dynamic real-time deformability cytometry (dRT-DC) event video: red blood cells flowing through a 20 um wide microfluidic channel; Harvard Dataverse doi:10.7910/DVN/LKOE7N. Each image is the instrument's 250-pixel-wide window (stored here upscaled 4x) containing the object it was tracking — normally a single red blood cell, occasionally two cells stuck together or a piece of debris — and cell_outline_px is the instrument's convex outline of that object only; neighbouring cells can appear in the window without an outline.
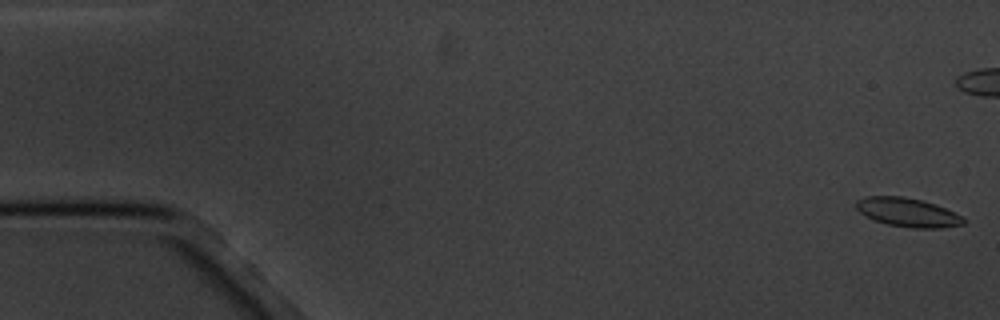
{"species": "common noctule bat (a hibernating species)", "species_latin": "Nyctalus noctula", "temperature_condition": "cold", "stored_images_in_passage": 8, "camera_frame_rate_fps": 3000, "um_per_image_px": 0.085, "animal": {"sex": "male", "body_mass_g": 20.1, "forearm_length_mm": 53.5}, "frame": {"image": 1, "passage_image": 1, "time_ms": 0.0, "image_size_px": [1000, 320], "cell_outline_px": [[968, 220], [964, 224], [940, 228], [912, 228], [888, 224], [876, 220], [860, 212], [856, 208], [856, 200], [864, 196], [904, 196], [924, 200], [936, 204], [964, 216]], "centroid_in_image_um": [77.21, 18.04], "position_along_channel_um": 7.8, "area_um2": 18.21}}
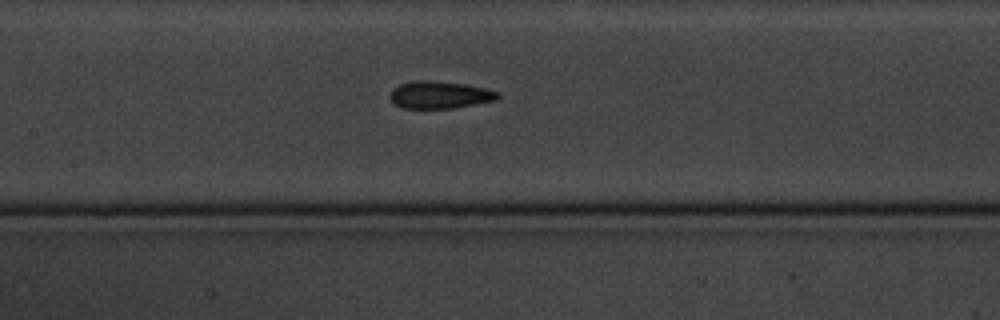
{"frame": {"image": 2, "passage_image": 8, "time_ms": 10.0, "image_size_px": [1000, 320], "cell_outline_px": [[500, 96], [496, 100], [452, 108], [400, 108], [392, 104], [388, 96], [392, 88], [400, 84], [412, 80], [428, 80], [468, 84], [500, 92]], "centroid_in_image_um": [37.31, 8.05], "position_along_channel_um": 170.1, "area_um2": 17.46}}